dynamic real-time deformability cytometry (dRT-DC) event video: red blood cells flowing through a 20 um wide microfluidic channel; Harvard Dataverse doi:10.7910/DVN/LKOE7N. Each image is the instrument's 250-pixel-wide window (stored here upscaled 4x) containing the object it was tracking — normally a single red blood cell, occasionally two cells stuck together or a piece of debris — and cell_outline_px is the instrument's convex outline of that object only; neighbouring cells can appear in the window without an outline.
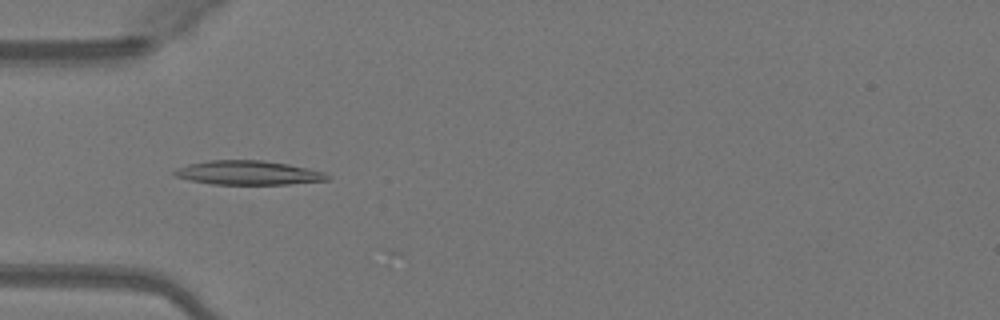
{"species": "Egyptian fruit bat (a non-hibernating species)", "species_latin": "Rousettus aegyptiacus", "temperature_condition": "warm", "stored_images_in_passage": 37, "camera_frame_rate_fps": 3000, "um_per_image_px": 0.085, "animal": {"sex": "female"}, "frame": {"image": 1, "passage_image": 3, "time_ms": 0.667, "image_size_px": [1000, 320], "cell_outline_px": [[332, 176], [328, 180], [288, 184], [212, 184], [192, 180], [176, 176], [172, 172], [176, 168], [188, 164], [212, 160], [260, 160], [288, 164], [308, 168], [324, 172]], "centroid_in_image_um": [21.13, 14.68], "position_along_channel_um": 63.9, "area_um2": 21.33}}
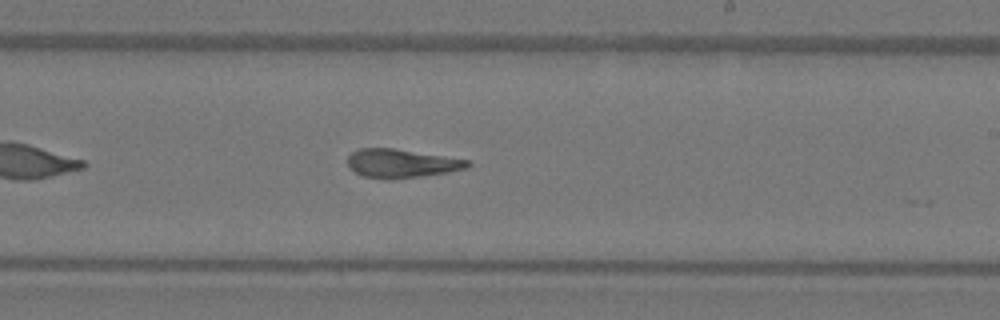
{"frame": {"image": 2, "passage_image": 17, "time_ms": 5.333, "image_size_px": [1000, 320], "cell_outline_px": [[472, 164], [468, 168], [448, 172], [420, 176], [360, 176], [348, 168], [348, 156], [352, 152], [360, 148], [392, 148], [444, 156], [468, 160]], "centroid_in_image_um": [34.12, 13.85], "position_along_channel_um": 254.9, "area_um2": 19.25}}
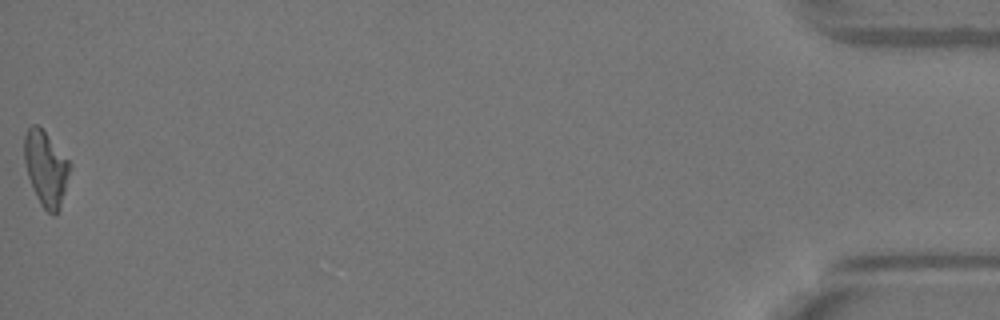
{"frame": {"image": 3, "passage_image": 37, "time_ms": 12.0, "image_size_px": [1000, 320], "cell_outline_px": [[72, 164], [60, 208], [52, 216], [40, 204], [36, 196], [28, 176], [24, 160], [24, 136], [28, 128], [32, 124], [36, 124], [44, 132]], "centroid_in_image_um": [3.89, 14.33], "position_along_channel_um": 431.3, "area_um2": 19.59}, "authors_computed_cell_mechanics": {"area_um2": 20.23, "velocity_mm_per_s": 4.117, "shape_relaxation_time_tau1_ms": null, "shape_relaxation_time_tau2_ms": 2.5916, "deformation_change_tau1": null, "deformation_change_tau2": 0.1225}}